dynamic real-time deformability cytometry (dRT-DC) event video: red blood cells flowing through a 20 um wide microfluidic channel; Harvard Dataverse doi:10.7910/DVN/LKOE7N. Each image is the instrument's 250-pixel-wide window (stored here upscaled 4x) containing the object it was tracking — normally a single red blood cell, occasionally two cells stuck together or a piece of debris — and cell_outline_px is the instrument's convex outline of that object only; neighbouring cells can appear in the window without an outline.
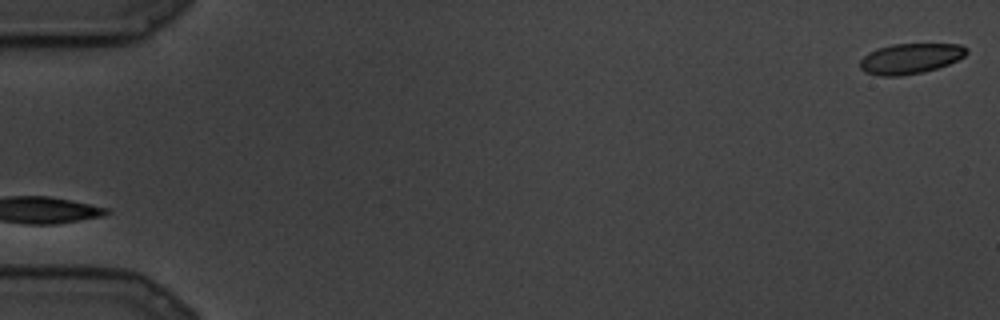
{"species": "common noctule bat (a hibernating species)", "species_latin": "Nyctalus noctula", "temperature_condition": "cold", "stored_images_in_passage": 93, "camera_frame_rate_fps": 3000, "um_per_image_px": 0.085, "animal": {"sex": "male", "body_mass_g": 19.5, "forearm_length_mm": 54.6}, "frame": {"image": 1, "passage_image": 1, "time_ms": 0.0, "image_size_px": [1000, 320], "cell_outline_px": [[968, 52], [964, 56], [948, 64], [924, 72], [900, 76], [880, 76], [864, 72], [860, 68], [860, 60], [868, 52], [876, 48], [892, 44], [960, 44], [968, 48]], "centroid_in_image_um": [77.35, 4.97], "position_along_channel_um": 7.6, "area_um2": 18.96}}
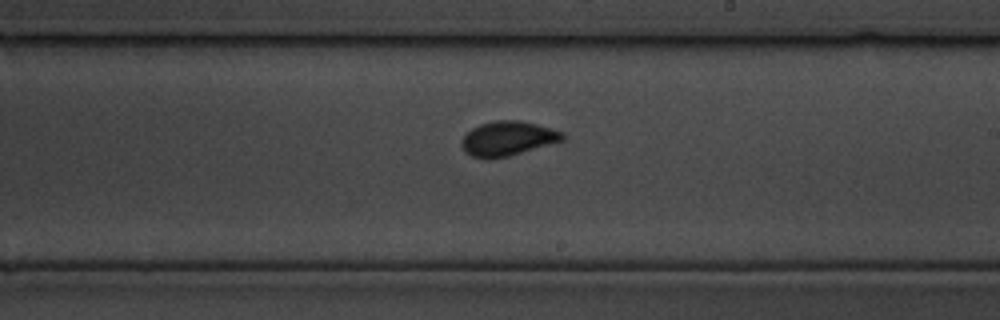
{"frame": {"image": 2, "passage_image": 55, "time_ms": 18.0, "image_size_px": [1000, 320], "cell_outline_px": [[564, 140], [508, 156], [488, 160], [484, 160], [472, 156], [464, 152], [460, 144], [460, 140], [472, 128], [480, 124], [496, 120], [520, 120], [536, 124], [564, 132]], "centroid_in_image_um": [43.11, 11.78], "position_along_channel_um": 245.9, "area_um2": 20.4}}
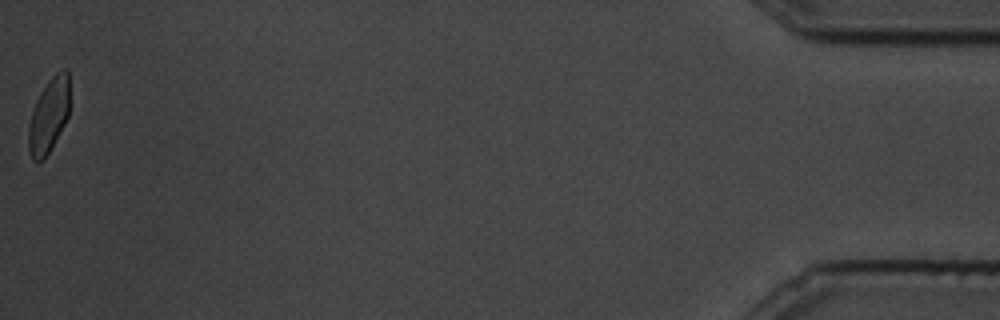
{"frame": {"image": 3, "passage_image": 93, "time_ms": 30.667, "image_size_px": [1000, 320], "cell_outline_px": [[68, 116], [64, 124], [44, 160], [32, 160], [28, 148], [28, 128], [32, 112], [36, 100], [40, 92], [48, 80], [56, 72], [64, 68], [68, 68]], "centroid_in_image_um": [4.13, 9.8], "position_along_channel_um": 431.1, "area_um2": 17.63}}